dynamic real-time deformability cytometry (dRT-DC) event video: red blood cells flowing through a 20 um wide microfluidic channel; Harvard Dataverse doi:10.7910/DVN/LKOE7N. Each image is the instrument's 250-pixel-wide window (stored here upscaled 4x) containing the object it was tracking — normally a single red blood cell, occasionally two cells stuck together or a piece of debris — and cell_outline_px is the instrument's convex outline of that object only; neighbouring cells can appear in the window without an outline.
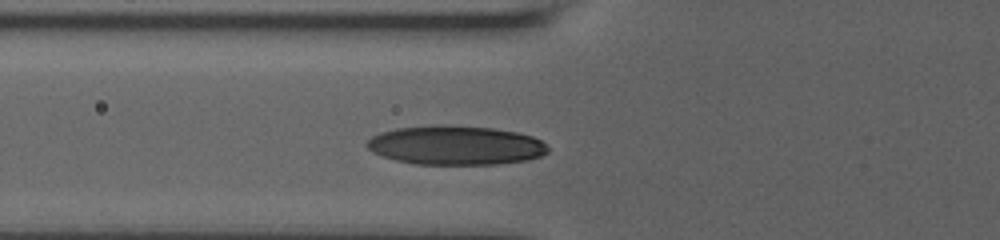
{"species": "human", "species_latin": "Homo sapiens", "temperature_condition": "room temperature", "stored_images_in_passage": 3, "camera_frame_rate_fps": 3000, "um_per_image_px": 0.085, "donor": {"sex": "male"}, "frame": {"image": 1, "passage_image": 3, "time_ms": 1.667, "image_size_px": [1000, 240], "cell_outline_px": [[548, 152], [540, 156], [528, 160], [496, 164], [416, 164], [396, 160], [372, 152], [364, 144], [372, 136], [380, 132], [396, 128], [436, 124], [448, 124], [492, 128], [516, 132], [532, 136], [540, 140], [548, 148]], "centroid_in_image_um": [38.7, 12.34], "position_along_channel_um": 87.1, "area_um2": 41.44}}